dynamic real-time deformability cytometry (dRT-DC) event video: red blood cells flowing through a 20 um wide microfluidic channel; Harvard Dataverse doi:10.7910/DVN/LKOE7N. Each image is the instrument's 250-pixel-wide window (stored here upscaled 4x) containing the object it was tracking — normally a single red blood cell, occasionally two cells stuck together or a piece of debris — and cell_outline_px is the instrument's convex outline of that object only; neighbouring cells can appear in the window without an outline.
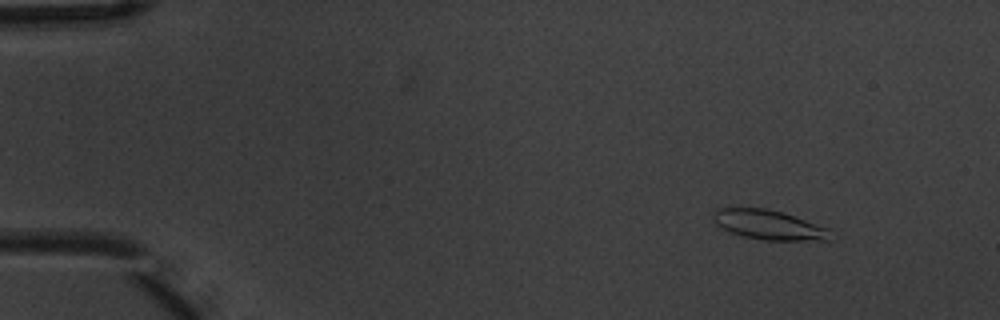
{"species": "common noctule bat (a hibernating species)", "species_latin": "Nyctalus noctula", "temperature_condition": "warm", "stored_images_in_passage": 6, "camera_frame_rate_fps": 3000, "um_per_image_px": 0.085, "animal": {"sex": "male", "body_mass_g": 20.1, "forearm_length_mm": 53.5}, "frame": {"image": 1, "passage_image": 2, "time_ms": 0.333, "image_size_px": [1000, 320], "cell_outline_px": [[832, 240], [764, 240], [744, 236], [728, 232], [716, 224], [712, 216], [712, 212], [716, 208], [764, 208], [784, 212], [828, 228]], "centroid_in_image_um": [65.32, 19.1], "position_along_channel_um": 19.7, "area_um2": 20.23}}